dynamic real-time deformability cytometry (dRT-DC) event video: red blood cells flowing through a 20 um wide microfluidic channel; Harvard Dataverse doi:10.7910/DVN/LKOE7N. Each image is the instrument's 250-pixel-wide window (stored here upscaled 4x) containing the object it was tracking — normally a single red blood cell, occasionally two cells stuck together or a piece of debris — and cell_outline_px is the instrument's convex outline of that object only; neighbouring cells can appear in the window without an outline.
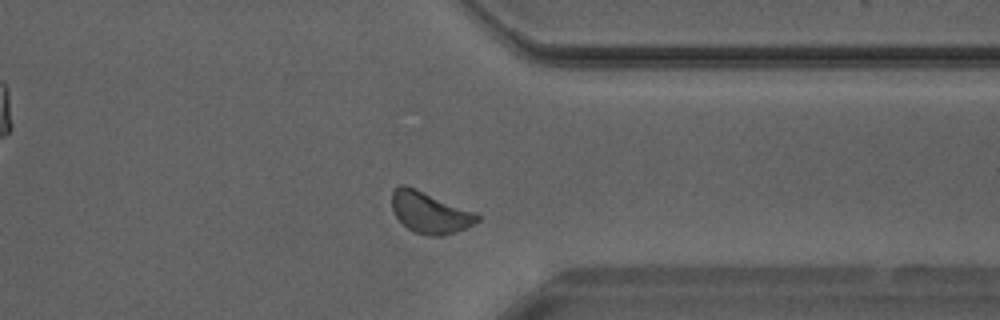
{"species": "Egyptian fruit bat (a non-hibernating species)", "species_latin": "Rousettus aegyptiacus", "temperature_condition": "warm", "stored_images_in_passage": 27, "camera_frame_rate_fps": 3000, "um_per_image_px": 0.085, "animal": {"sex": "male"}, "frame": {"image": 1, "passage_image": 19, "time_ms": 6.0, "image_size_px": [1000, 320], "cell_outline_px": [[480, 220], [464, 228], [444, 236], [428, 236], [416, 232], [408, 228], [396, 216], [392, 208], [392, 192], [400, 184], [404, 184], [416, 188], [476, 212], [480, 216]], "centroid_in_image_um": [36.54, 18.05], "position_along_channel_um": 374.9, "area_um2": 20.46}}